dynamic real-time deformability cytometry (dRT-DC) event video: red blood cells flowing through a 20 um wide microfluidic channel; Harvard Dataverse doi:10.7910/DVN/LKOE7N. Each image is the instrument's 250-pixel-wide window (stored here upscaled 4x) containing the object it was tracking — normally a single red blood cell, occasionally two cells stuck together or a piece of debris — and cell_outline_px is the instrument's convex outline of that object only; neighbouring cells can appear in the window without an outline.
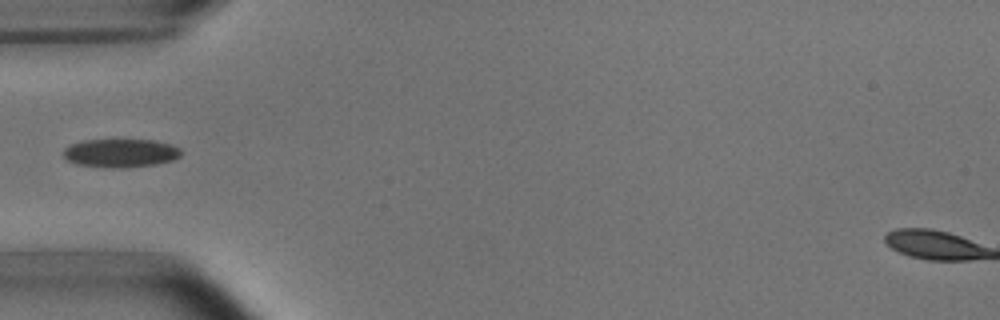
{"species": "common noctule bat (a hibernating species)", "species_latin": "Nyctalus noctula", "temperature_condition": "room temperature", "stored_images_in_passage": 5, "camera_frame_rate_fps": 3000, "um_per_image_px": 0.085, "animal": {"sex": "male", "body_mass_g": 15.6}, "frame": {"image": 1, "passage_image": 5, "time_ms": 4.667, "image_size_px": [1000, 320], "cell_outline_px": [[180, 156], [172, 160], [156, 164], [124, 168], [112, 168], [76, 164], [64, 160], [64, 148], [68, 144], [84, 140], [156, 140], [172, 144], [180, 148]], "centroid_in_image_um": [10.22, 13.01], "position_along_channel_um": 74.8, "area_um2": 19.71}}